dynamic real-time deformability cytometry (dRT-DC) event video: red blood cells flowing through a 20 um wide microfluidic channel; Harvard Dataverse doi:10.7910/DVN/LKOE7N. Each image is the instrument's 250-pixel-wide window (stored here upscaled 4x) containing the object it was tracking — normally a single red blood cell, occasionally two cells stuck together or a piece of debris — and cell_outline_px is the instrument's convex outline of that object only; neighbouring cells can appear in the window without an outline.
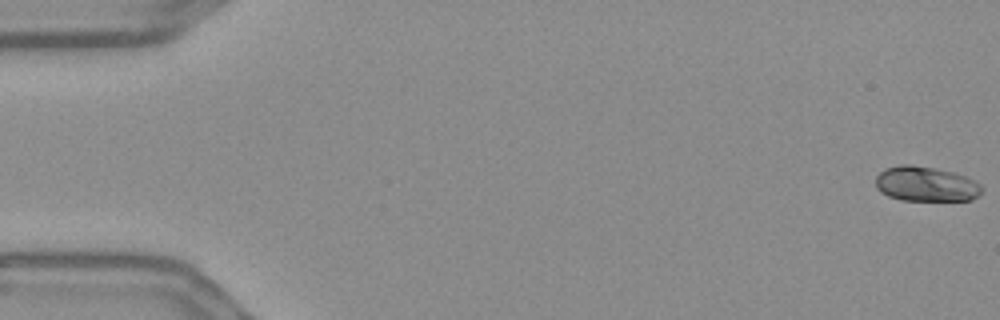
{"species": "Egyptian fruit bat (a non-hibernating species)", "species_latin": "Rousettus aegyptiacus", "temperature_condition": "warm", "stored_images_in_passage": 57, "camera_frame_rate_fps": 3000, "um_per_image_px": 0.085, "frame": {"image": 1, "passage_image": 1, "time_ms": 0.0, "image_size_px": [1000, 320], "cell_outline_px": [[984, 188], [980, 196], [972, 200], [900, 200], [888, 196], [880, 192], [876, 188], [876, 176], [884, 168], [900, 164], [912, 164], [936, 168], [956, 172], [976, 180]], "centroid_in_image_um": [78.73, 15.63], "position_along_channel_um": 6.3, "area_um2": 22.14}}
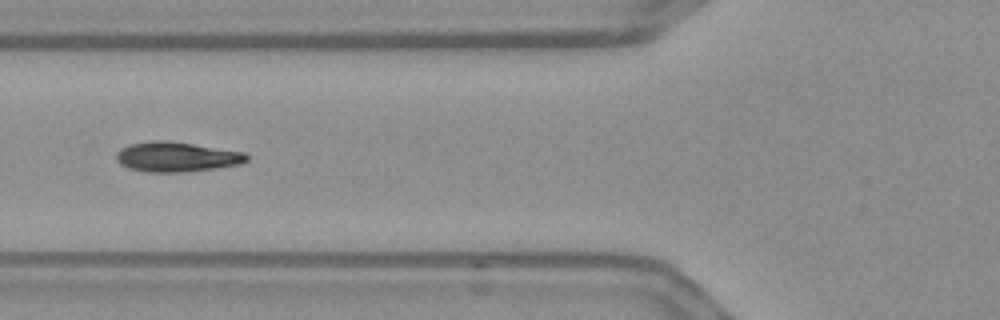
{"frame": {"image": 2, "passage_image": 22, "time_ms": 7.0, "image_size_px": [1000, 320], "cell_outline_px": [[248, 160], [240, 164], [216, 168], [184, 172], [148, 172], [128, 168], [120, 164], [116, 160], [116, 156], [120, 148], [132, 144], [152, 140], [168, 140], [244, 152], [248, 156]], "centroid_in_image_um": [15.0, 13.33], "position_along_channel_um": 110.8, "area_um2": 22.66}}
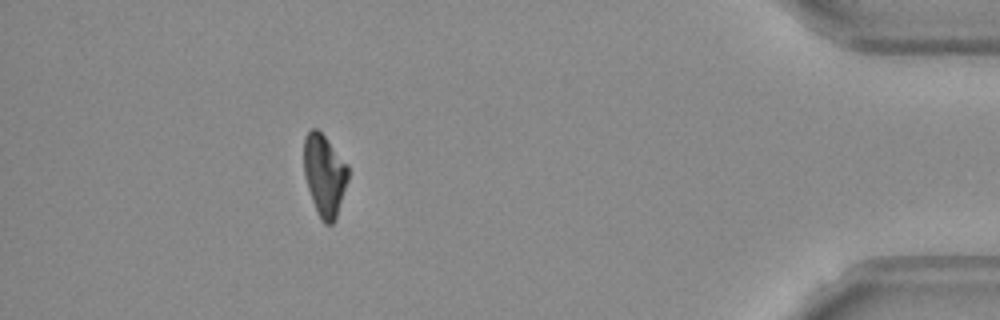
{"frame": {"image": 3, "passage_image": 51, "time_ms": 16.667, "image_size_px": [1000, 320], "cell_outline_px": [[348, 180], [336, 220], [332, 224], [324, 224], [320, 220], [312, 200], [304, 176], [304, 136], [312, 128], [316, 128], [324, 136], [348, 164]], "centroid_in_image_um": [27.58, 14.91], "position_along_channel_um": 407.6, "area_um2": 21.15}, "authors_computed_cell_mechanics": {"area_um2": 22.1374, "velocity_mm_per_s": 3.6295, "shape_relaxation_time_tau1_ms": 3.2414, "shape_relaxation_time_tau2_ms": null, "deformation_change_tau1": 0.1567, "deformation_change_tau2": null}}